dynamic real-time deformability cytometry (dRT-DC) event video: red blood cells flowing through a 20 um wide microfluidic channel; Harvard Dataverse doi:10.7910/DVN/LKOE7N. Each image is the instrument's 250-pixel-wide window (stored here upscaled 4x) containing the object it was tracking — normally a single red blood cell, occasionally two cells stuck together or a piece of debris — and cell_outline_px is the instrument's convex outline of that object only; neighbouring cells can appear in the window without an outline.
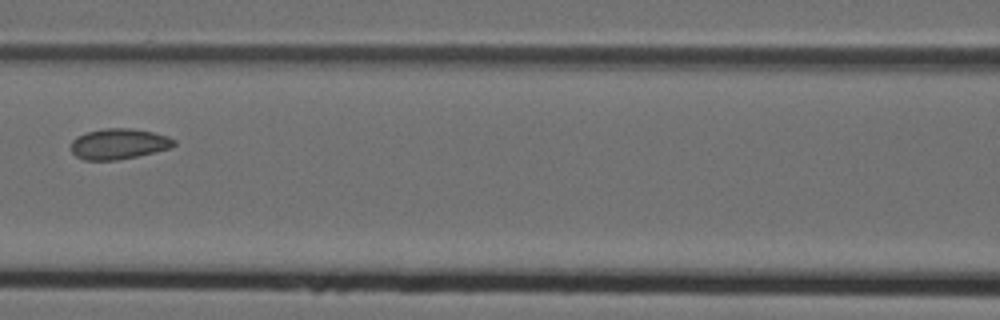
{"species": "Egyptian fruit bat (a non-hibernating species)", "species_latin": "Rousettus aegyptiacus", "temperature_condition": "cold", "stored_images_in_passage": 7, "camera_frame_rate_fps": 3000, "um_per_image_px": 0.085, "animal": {"sex": "female"}, "frame": {"image": 1, "passage_image": 6, "time_ms": 1.667, "image_size_px": [1000, 320], "cell_outline_px": [[176, 144], [172, 148], [136, 156], [116, 160], [84, 160], [76, 156], [72, 152], [72, 140], [76, 136], [88, 132], [104, 128], [128, 128], [152, 132], [168, 136], [176, 140]], "centroid_in_image_um": [10.11, 12.23], "position_along_channel_um": 156.5, "area_um2": 18.32}}
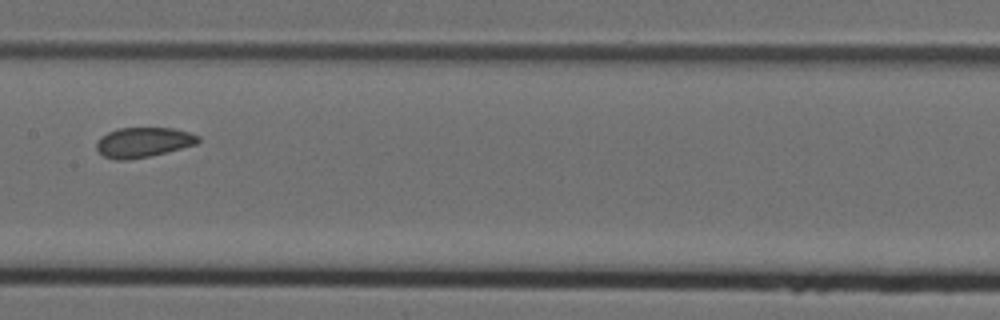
{"frame": {"image": 2, "passage_image": 7, "time_ms": 2.0, "image_size_px": [1000, 320], "cell_outline_px": [[200, 140], [196, 144], [152, 156], [128, 160], [116, 160], [104, 156], [96, 148], [96, 144], [100, 136], [108, 132], [120, 128], [172, 128], [188, 132], [200, 136]], "centroid_in_image_um": [12.17, 12.1], "position_along_channel_um": 195.2, "area_um2": 17.74}}